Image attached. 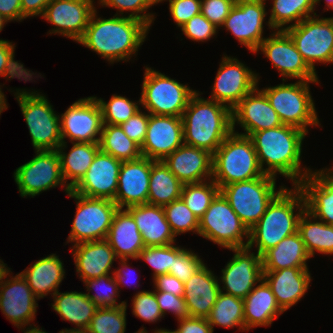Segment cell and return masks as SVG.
Listing matches in <instances>:
<instances>
[{
  "mask_svg": "<svg viewBox=\"0 0 333 333\" xmlns=\"http://www.w3.org/2000/svg\"><path fill=\"white\" fill-rule=\"evenodd\" d=\"M107 274L95 279L84 281L83 283L87 288L86 295L98 306V307H117L124 305L126 301L118 302L119 297V286L116 283L113 274ZM97 291L95 295L91 294L90 291ZM103 290V291H102ZM99 292V293H98ZM117 297V298H116Z\"/></svg>",
  "mask_w": 333,
  "mask_h": 333,
  "instance_id": "46",
  "label": "cell"
},
{
  "mask_svg": "<svg viewBox=\"0 0 333 333\" xmlns=\"http://www.w3.org/2000/svg\"><path fill=\"white\" fill-rule=\"evenodd\" d=\"M106 241L118 259L137 260L145 247L132 214L125 208L116 211Z\"/></svg>",
  "mask_w": 333,
  "mask_h": 333,
  "instance_id": "30",
  "label": "cell"
},
{
  "mask_svg": "<svg viewBox=\"0 0 333 333\" xmlns=\"http://www.w3.org/2000/svg\"><path fill=\"white\" fill-rule=\"evenodd\" d=\"M97 16L95 9L84 36L77 43L96 52L111 64L129 62L143 45L150 28L138 19L120 14L108 19Z\"/></svg>",
  "mask_w": 333,
  "mask_h": 333,
  "instance_id": "2",
  "label": "cell"
},
{
  "mask_svg": "<svg viewBox=\"0 0 333 333\" xmlns=\"http://www.w3.org/2000/svg\"><path fill=\"white\" fill-rule=\"evenodd\" d=\"M119 260H120L119 264L121 265V267H118L117 269L114 270L113 276L115 277L116 283L118 284L119 290H120L121 289L120 285L125 287L126 283H130V281L127 282V280H129V277L132 275L131 274L132 272H131V270H129L130 264H127L129 259L126 258V259H119ZM131 284L132 283H130V285Z\"/></svg>",
  "mask_w": 333,
  "mask_h": 333,
  "instance_id": "61",
  "label": "cell"
},
{
  "mask_svg": "<svg viewBox=\"0 0 333 333\" xmlns=\"http://www.w3.org/2000/svg\"><path fill=\"white\" fill-rule=\"evenodd\" d=\"M76 202L75 217L67 238L73 245L87 241L106 240L113 217L118 210L114 201L89 198L72 190L67 194Z\"/></svg>",
  "mask_w": 333,
  "mask_h": 333,
  "instance_id": "11",
  "label": "cell"
},
{
  "mask_svg": "<svg viewBox=\"0 0 333 333\" xmlns=\"http://www.w3.org/2000/svg\"><path fill=\"white\" fill-rule=\"evenodd\" d=\"M264 175L249 136L232 131L213 154L212 180L219 188Z\"/></svg>",
  "mask_w": 333,
  "mask_h": 333,
  "instance_id": "5",
  "label": "cell"
},
{
  "mask_svg": "<svg viewBox=\"0 0 333 333\" xmlns=\"http://www.w3.org/2000/svg\"><path fill=\"white\" fill-rule=\"evenodd\" d=\"M15 44L8 40H0V77L8 80L17 78L18 80L31 81L33 75L31 70L24 67L22 63L14 60Z\"/></svg>",
  "mask_w": 333,
  "mask_h": 333,
  "instance_id": "48",
  "label": "cell"
},
{
  "mask_svg": "<svg viewBox=\"0 0 333 333\" xmlns=\"http://www.w3.org/2000/svg\"><path fill=\"white\" fill-rule=\"evenodd\" d=\"M169 1V12L177 27L201 13V0H156L157 4Z\"/></svg>",
  "mask_w": 333,
  "mask_h": 333,
  "instance_id": "53",
  "label": "cell"
},
{
  "mask_svg": "<svg viewBox=\"0 0 333 333\" xmlns=\"http://www.w3.org/2000/svg\"><path fill=\"white\" fill-rule=\"evenodd\" d=\"M311 258L299 232L281 240L262 256L263 271H276L292 267H308Z\"/></svg>",
  "mask_w": 333,
  "mask_h": 333,
  "instance_id": "34",
  "label": "cell"
},
{
  "mask_svg": "<svg viewBox=\"0 0 333 333\" xmlns=\"http://www.w3.org/2000/svg\"><path fill=\"white\" fill-rule=\"evenodd\" d=\"M196 92L188 85L146 66L140 104L142 109L153 115L181 117Z\"/></svg>",
  "mask_w": 333,
  "mask_h": 333,
  "instance_id": "9",
  "label": "cell"
},
{
  "mask_svg": "<svg viewBox=\"0 0 333 333\" xmlns=\"http://www.w3.org/2000/svg\"><path fill=\"white\" fill-rule=\"evenodd\" d=\"M292 187L293 189H288L285 186L249 230L248 247L252 250L255 245L260 256L285 237L298 232V222L306 210V204L301 189L297 185Z\"/></svg>",
  "mask_w": 333,
  "mask_h": 333,
  "instance_id": "3",
  "label": "cell"
},
{
  "mask_svg": "<svg viewBox=\"0 0 333 333\" xmlns=\"http://www.w3.org/2000/svg\"><path fill=\"white\" fill-rule=\"evenodd\" d=\"M99 145L102 152L121 162L142 157L141 146L130 139L120 125L103 124Z\"/></svg>",
  "mask_w": 333,
  "mask_h": 333,
  "instance_id": "40",
  "label": "cell"
},
{
  "mask_svg": "<svg viewBox=\"0 0 333 333\" xmlns=\"http://www.w3.org/2000/svg\"><path fill=\"white\" fill-rule=\"evenodd\" d=\"M326 2V5L327 6L325 9H324V12L325 10L328 11L329 9H332L333 10V0H324Z\"/></svg>",
  "mask_w": 333,
  "mask_h": 333,
  "instance_id": "68",
  "label": "cell"
},
{
  "mask_svg": "<svg viewBox=\"0 0 333 333\" xmlns=\"http://www.w3.org/2000/svg\"><path fill=\"white\" fill-rule=\"evenodd\" d=\"M200 95V92L197 91L190 98L181 116L184 144L214 154L224 139L233 131L232 110Z\"/></svg>",
  "mask_w": 333,
  "mask_h": 333,
  "instance_id": "4",
  "label": "cell"
},
{
  "mask_svg": "<svg viewBox=\"0 0 333 333\" xmlns=\"http://www.w3.org/2000/svg\"><path fill=\"white\" fill-rule=\"evenodd\" d=\"M184 248L174 245L148 246L139 253L137 259L146 261L153 270V279L161 274H167L172 270L173 259Z\"/></svg>",
  "mask_w": 333,
  "mask_h": 333,
  "instance_id": "47",
  "label": "cell"
},
{
  "mask_svg": "<svg viewBox=\"0 0 333 333\" xmlns=\"http://www.w3.org/2000/svg\"><path fill=\"white\" fill-rule=\"evenodd\" d=\"M234 4L231 0H201V14L219 29Z\"/></svg>",
  "mask_w": 333,
  "mask_h": 333,
  "instance_id": "54",
  "label": "cell"
},
{
  "mask_svg": "<svg viewBox=\"0 0 333 333\" xmlns=\"http://www.w3.org/2000/svg\"><path fill=\"white\" fill-rule=\"evenodd\" d=\"M210 100L217 101L231 110L259 83L260 77L237 58L222 57Z\"/></svg>",
  "mask_w": 333,
  "mask_h": 333,
  "instance_id": "14",
  "label": "cell"
},
{
  "mask_svg": "<svg viewBox=\"0 0 333 333\" xmlns=\"http://www.w3.org/2000/svg\"><path fill=\"white\" fill-rule=\"evenodd\" d=\"M62 260L56 254L39 259L30 267L23 270L21 275L26 279L33 293L39 298H44L50 292L53 296L65 278V269Z\"/></svg>",
  "mask_w": 333,
  "mask_h": 333,
  "instance_id": "33",
  "label": "cell"
},
{
  "mask_svg": "<svg viewBox=\"0 0 333 333\" xmlns=\"http://www.w3.org/2000/svg\"><path fill=\"white\" fill-rule=\"evenodd\" d=\"M154 333H178L177 332V330L175 329V330H173V331H171V330H167V329H163V328H160V329H156L155 331H154Z\"/></svg>",
  "mask_w": 333,
  "mask_h": 333,
  "instance_id": "67",
  "label": "cell"
},
{
  "mask_svg": "<svg viewBox=\"0 0 333 333\" xmlns=\"http://www.w3.org/2000/svg\"><path fill=\"white\" fill-rule=\"evenodd\" d=\"M36 155L14 171V180L21 197H35L57 186L64 187L66 195L71 188L62 175L57 150L35 151Z\"/></svg>",
  "mask_w": 333,
  "mask_h": 333,
  "instance_id": "13",
  "label": "cell"
},
{
  "mask_svg": "<svg viewBox=\"0 0 333 333\" xmlns=\"http://www.w3.org/2000/svg\"><path fill=\"white\" fill-rule=\"evenodd\" d=\"M297 186L304 195L306 210L316 219L333 225V183L320 170H315Z\"/></svg>",
  "mask_w": 333,
  "mask_h": 333,
  "instance_id": "31",
  "label": "cell"
},
{
  "mask_svg": "<svg viewBox=\"0 0 333 333\" xmlns=\"http://www.w3.org/2000/svg\"><path fill=\"white\" fill-rule=\"evenodd\" d=\"M94 0H51L46 6L43 19L54 28L49 34H59L76 43L84 36L92 13Z\"/></svg>",
  "mask_w": 333,
  "mask_h": 333,
  "instance_id": "19",
  "label": "cell"
},
{
  "mask_svg": "<svg viewBox=\"0 0 333 333\" xmlns=\"http://www.w3.org/2000/svg\"><path fill=\"white\" fill-rule=\"evenodd\" d=\"M306 132L284 125L252 133L251 138L262 171L274 177L277 174L298 185L312 169L301 167L302 143ZM265 165V168H264Z\"/></svg>",
  "mask_w": 333,
  "mask_h": 333,
  "instance_id": "1",
  "label": "cell"
},
{
  "mask_svg": "<svg viewBox=\"0 0 333 333\" xmlns=\"http://www.w3.org/2000/svg\"><path fill=\"white\" fill-rule=\"evenodd\" d=\"M320 171L333 183V168H322Z\"/></svg>",
  "mask_w": 333,
  "mask_h": 333,
  "instance_id": "66",
  "label": "cell"
},
{
  "mask_svg": "<svg viewBox=\"0 0 333 333\" xmlns=\"http://www.w3.org/2000/svg\"><path fill=\"white\" fill-rule=\"evenodd\" d=\"M24 333H47L46 331L40 329L38 326L34 325L28 327L26 330L23 328Z\"/></svg>",
  "mask_w": 333,
  "mask_h": 333,
  "instance_id": "64",
  "label": "cell"
},
{
  "mask_svg": "<svg viewBox=\"0 0 333 333\" xmlns=\"http://www.w3.org/2000/svg\"><path fill=\"white\" fill-rule=\"evenodd\" d=\"M94 97L100 105L103 124L120 125L141 109L140 99L136 103L124 96L113 94L109 102H106L102 98Z\"/></svg>",
  "mask_w": 333,
  "mask_h": 333,
  "instance_id": "44",
  "label": "cell"
},
{
  "mask_svg": "<svg viewBox=\"0 0 333 333\" xmlns=\"http://www.w3.org/2000/svg\"><path fill=\"white\" fill-rule=\"evenodd\" d=\"M259 283L243 299L245 331L258 326H270L284 312L267 282L262 278Z\"/></svg>",
  "mask_w": 333,
  "mask_h": 333,
  "instance_id": "32",
  "label": "cell"
},
{
  "mask_svg": "<svg viewBox=\"0 0 333 333\" xmlns=\"http://www.w3.org/2000/svg\"><path fill=\"white\" fill-rule=\"evenodd\" d=\"M204 265L202 259L192 250L183 249L174 259L169 274L185 283Z\"/></svg>",
  "mask_w": 333,
  "mask_h": 333,
  "instance_id": "51",
  "label": "cell"
},
{
  "mask_svg": "<svg viewBox=\"0 0 333 333\" xmlns=\"http://www.w3.org/2000/svg\"><path fill=\"white\" fill-rule=\"evenodd\" d=\"M132 314L145 322L154 323L164 318L156 300V291H138L133 296Z\"/></svg>",
  "mask_w": 333,
  "mask_h": 333,
  "instance_id": "50",
  "label": "cell"
},
{
  "mask_svg": "<svg viewBox=\"0 0 333 333\" xmlns=\"http://www.w3.org/2000/svg\"><path fill=\"white\" fill-rule=\"evenodd\" d=\"M298 232L311 257L315 252L333 255V225L316 219L305 210L298 222Z\"/></svg>",
  "mask_w": 333,
  "mask_h": 333,
  "instance_id": "39",
  "label": "cell"
},
{
  "mask_svg": "<svg viewBox=\"0 0 333 333\" xmlns=\"http://www.w3.org/2000/svg\"><path fill=\"white\" fill-rule=\"evenodd\" d=\"M259 51L270 60L280 76L284 77L282 80L289 77L300 81H320L317 72L308 66L285 30H274L270 37L261 42L254 54Z\"/></svg>",
  "mask_w": 333,
  "mask_h": 333,
  "instance_id": "15",
  "label": "cell"
},
{
  "mask_svg": "<svg viewBox=\"0 0 333 333\" xmlns=\"http://www.w3.org/2000/svg\"><path fill=\"white\" fill-rule=\"evenodd\" d=\"M2 85H0V115L1 113L6 110L8 108V105H7V100H6V95L4 94V92H2V88H1Z\"/></svg>",
  "mask_w": 333,
  "mask_h": 333,
  "instance_id": "63",
  "label": "cell"
},
{
  "mask_svg": "<svg viewBox=\"0 0 333 333\" xmlns=\"http://www.w3.org/2000/svg\"><path fill=\"white\" fill-rule=\"evenodd\" d=\"M244 300L220 292L214 306L207 317L208 323L214 331V326L236 328L245 331Z\"/></svg>",
  "mask_w": 333,
  "mask_h": 333,
  "instance_id": "41",
  "label": "cell"
},
{
  "mask_svg": "<svg viewBox=\"0 0 333 333\" xmlns=\"http://www.w3.org/2000/svg\"><path fill=\"white\" fill-rule=\"evenodd\" d=\"M10 274L0 284V310L17 328H26V325L31 327L30 323L35 320L38 307L36 300L39 298L21 273L15 276Z\"/></svg>",
  "mask_w": 333,
  "mask_h": 333,
  "instance_id": "20",
  "label": "cell"
},
{
  "mask_svg": "<svg viewBox=\"0 0 333 333\" xmlns=\"http://www.w3.org/2000/svg\"><path fill=\"white\" fill-rule=\"evenodd\" d=\"M67 147V142H62L57 148V152L65 183L72 189L86 174L96 154L100 151V145L99 143L72 142L69 153L64 152V148Z\"/></svg>",
  "mask_w": 333,
  "mask_h": 333,
  "instance_id": "35",
  "label": "cell"
},
{
  "mask_svg": "<svg viewBox=\"0 0 333 333\" xmlns=\"http://www.w3.org/2000/svg\"><path fill=\"white\" fill-rule=\"evenodd\" d=\"M154 282L155 291L166 292L175 296L183 297L184 283L177 277L167 274H161L152 279Z\"/></svg>",
  "mask_w": 333,
  "mask_h": 333,
  "instance_id": "57",
  "label": "cell"
},
{
  "mask_svg": "<svg viewBox=\"0 0 333 333\" xmlns=\"http://www.w3.org/2000/svg\"><path fill=\"white\" fill-rule=\"evenodd\" d=\"M121 164V161L100 150L86 174L71 190L85 197L114 201Z\"/></svg>",
  "mask_w": 333,
  "mask_h": 333,
  "instance_id": "22",
  "label": "cell"
},
{
  "mask_svg": "<svg viewBox=\"0 0 333 333\" xmlns=\"http://www.w3.org/2000/svg\"><path fill=\"white\" fill-rule=\"evenodd\" d=\"M1 259H0V284L5 280L6 276L12 271L10 270L9 267L6 266Z\"/></svg>",
  "mask_w": 333,
  "mask_h": 333,
  "instance_id": "62",
  "label": "cell"
},
{
  "mask_svg": "<svg viewBox=\"0 0 333 333\" xmlns=\"http://www.w3.org/2000/svg\"><path fill=\"white\" fill-rule=\"evenodd\" d=\"M0 15L10 21H22L21 0H0Z\"/></svg>",
  "mask_w": 333,
  "mask_h": 333,
  "instance_id": "59",
  "label": "cell"
},
{
  "mask_svg": "<svg viewBox=\"0 0 333 333\" xmlns=\"http://www.w3.org/2000/svg\"><path fill=\"white\" fill-rule=\"evenodd\" d=\"M234 255L221 270V292L244 299L263 278L261 256L244 248L230 249ZM226 292H224V291Z\"/></svg>",
  "mask_w": 333,
  "mask_h": 333,
  "instance_id": "18",
  "label": "cell"
},
{
  "mask_svg": "<svg viewBox=\"0 0 333 333\" xmlns=\"http://www.w3.org/2000/svg\"><path fill=\"white\" fill-rule=\"evenodd\" d=\"M149 123V112H142L140 109L126 122L120 124L124 133L137 144L142 146L145 141Z\"/></svg>",
  "mask_w": 333,
  "mask_h": 333,
  "instance_id": "55",
  "label": "cell"
},
{
  "mask_svg": "<svg viewBox=\"0 0 333 333\" xmlns=\"http://www.w3.org/2000/svg\"><path fill=\"white\" fill-rule=\"evenodd\" d=\"M284 188L282 185L276 190V177L265 174L252 180L223 186L220 192L242 223L250 230Z\"/></svg>",
  "mask_w": 333,
  "mask_h": 333,
  "instance_id": "8",
  "label": "cell"
},
{
  "mask_svg": "<svg viewBox=\"0 0 333 333\" xmlns=\"http://www.w3.org/2000/svg\"><path fill=\"white\" fill-rule=\"evenodd\" d=\"M142 235L145 247L175 243L170 224L167 222L162 206L141 204L128 207Z\"/></svg>",
  "mask_w": 333,
  "mask_h": 333,
  "instance_id": "29",
  "label": "cell"
},
{
  "mask_svg": "<svg viewBox=\"0 0 333 333\" xmlns=\"http://www.w3.org/2000/svg\"><path fill=\"white\" fill-rule=\"evenodd\" d=\"M311 278L308 267L263 271V279L270 286L277 304L284 312L304 297L309 289Z\"/></svg>",
  "mask_w": 333,
  "mask_h": 333,
  "instance_id": "26",
  "label": "cell"
},
{
  "mask_svg": "<svg viewBox=\"0 0 333 333\" xmlns=\"http://www.w3.org/2000/svg\"><path fill=\"white\" fill-rule=\"evenodd\" d=\"M51 0H21L22 16L26 19L33 16L42 17Z\"/></svg>",
  "mask_w": 333,
  "mask_h": 333,
  "instance_id": "60",
  "label": "cell"
},
{
  "mask_svg": "<svg viewBox=\"0 0 333 333\" xmlns=\"http://www.w3.org/2000/svg\"><path fill=\"white\" fill-rule=\"evenodd\" d=\"M220 192L212 180L200 183L183 184L181 198L194 215L200 219Z\"/></svg>",
  "mask_w": 333,
  "mask_h": 333,
  "instance_id": "42",
  "label": "cell"
},
{
  "mask_svg": "<svg viewBox=\"0 0 333 333\" xmlns=\"http://www.w3.org/2000/svg\"><path fill=\"white\" fill-rule=\"evenodd\" d=\"M266 0H240L231 8L223 28L253 54L265 39L263 22L267 15Z\"/></svg>",
  "mask_w": 333,
  "mask_h": 333,
  "instance_id": "17",
  "label": "cell"
},
{
  "mask_svg": "<svg viewBox=\"0 0 333 333\" xmlns=\"http://www.w3.org/2000/svg\"><path fill=\"white\" fill-rule=\"evenodd\" d=\"M182 144L184 135L181 117L149 113L146 138L141 146L143 157L163 161Z\"/></svg>",
  "mask_w": 333,
  "mask_h": 333,
  "instance_id": "21",
  "label": "cell"
},
{
  "mask_svg": "<svg viewBox=\"0 0 333 333\" xmlns=\"http://www.w3.org/2000/svg\"><path fill=\"white\" fill-rule=\"evenodd\" d=\"M98 4L117 9L115 15L119 12L121 16H124L123 12L129 11L128 17L144 22L149 28L155 20V14L146 12L157 4L156 0H99Z\"/></svg>",
  "mask_w": 333,
  "mask_h": 333,
  "instance_id": "49",
  "label": "cell"
},
{
  "mask_svg": "<svg viewBox=\"0 0 333 333\" xmlns=\"http://www.w3.org/2000/svg\"><path fill=\"white\" fill-rule=\"evenodd\" d=\"M135 333H148L147 332V330L144 328V327H142V328H140L137 332H135Z\"/></svg>",
  "mask_w": 333,
  "mask_h": 333,
  "instance_id": "70",
  "label": "cell"
},
{
  "mask_svg": "<svg viewBox=\"0 0 333 333\" xmlns=\"http://www.w3.org/2000/svg\"><path fill=\"white\" fill-rule=\"evenodd\" d=\"M272 1L271 13L266 23L269 29L285 30L287 27L299 24L305 18L317 15L314 11L316 10V5L319 4L321 0Z\"/></svg>",
  "mask_w": 333,
  "mask_h": 333,
  "instance_id": "38",
  "label": "cell"
},
{
  "mask_svg": "<svg viewBox=\"0 0 333 333\" xmlns=\"http://www.w3.org/2000/svg\"><path fill=\"white\" fill-rule=\"evenodd\" d=\"M163 210L175 237L190 231L198 234L199 219L186 206L182 198L163 206Z\"/></svg>",
  "mask_w": 333,
  "mask_h": 333,
  "instance_id": "45",
  "label": "cell"
},
{
  "mask_svg": "<svg viewBox=\"0 0 333 333\" xmlns=\"http://www.w3.org/2000/svg\"><path fill=\"white\" fill-rule=\"evenodd\" d=\"M71 250L76 272L83 282L113 274L111 267L118 258L106 240L77 243Z\"/></svg>",
  "mask_w": 333,
  "mask_h": 333,
  "instance_id": "27",
  "label": "cell"
},
{
  "mask_svg": "<svg viewBox=\"0 0 333 333\" xmlns=\"http://www.w3.org/2000/svg\"><path fill=\"white\" fill-rule=\"evenodd\" d=\"M59 116L62 142L69 138L71 143H99L103 120L100 105L94 96L77 100Z\"/></svg>",
  "mask_w": 333,
  "mask_h": 333,
  "instance_id": "16",
  "label": "cell"
},
{
  "mask_svg": "<svg viewBox=\"0 0 333 333\" xmlns=\"http://www.w3.org/2000/svg\"><path fill=\"white\" fill-rule=\"evenodd\" d=\"M218 277L204 264L184 283L183 298L190 317L207 318L221 292Z\"/></svg>",
  "mask_w": 333,
  "mask_h": 333,
  "instance_id": "28",
  "label": "cell"
},
{
  "mask_svg": "<svg viewBox=\"0 0 333 333\" xmlns=\"http://www.w3.org/2000/svg\"><path fill=\"white\" fill-rule=\"evenodd\" d=\"M51 305L61 319L75 325L76 329H87L98 306L86 295L77 291L61 293L57 291Z\"/></svg>",
  "mask_w": 333,
  "mask_h": 333,
  "instance_id": "36",
  "label": "cell"
},
{
  "mask_svg": "<svg viewBox=\"0 0 333 333\" xmlns=\"http://www.w3.org/2000/svg\"><path fill=\"white\" fill-rule=\"evenodd\" d=\"M8 23L7 20H5L1 15H0V32L2 31V29L4 28V26ZM2 40V39H0Z\"/></svg>",
  "mask_w": 333,
  "mask_h": 333,
  "instance_id": "69",
  "label": "cell"
},
{
  "mask_svg": "<svg viewBox=\"0 0 333 333\" xmlns=\"http://www.w3.org/2000/svg\"><path fill=\"white\" fill-rule=\"evenodd\" d=\"M178 333H213L207 318L187 317L178 320Z\"/></svg>",
  "mask_w": 333,
  "mask_h": 333,
  "instance_id": "58",
  "label": "cell"
},
{
  "mask_svg": "<svg viewBox=\"0 0 333 333\" xmlns=\"http://www.w3.org/2000/svg\"><path fill=\"white\" fill-rule=\"evenodd\" d=\"M319 17L305 18L299 24L285 29L314 72L315 63H333V17Z\"/></svg>",
  "mask_w": 333,
  "mask_h": 333,
  "instance_id": "12",
  "label": "cell"
},
{
  "mask_svg": "<svg viewBox=\"0 0 333 333\" xmlns=\"http://www.w3.org/2000/svg\"><path fill=\"white\" fill-rule=\"evenodd\" d=\"M149 182L148 204L163 207L181 198L183 184L163 161L151 160Z\"/></svg>",
  "mask_w": 333,
  "mask_h": 333,
  "instance_id": "37",
  "label": "cell"
},
{
  "mask_svg": "<svg viewBox=\"0 0 333 333\" xmlns=\"http://www.w3.org/2000/svg\"><path fill=\"white\" fill-rule=\"evenodd\" d=\"M283 83L261 89L266 95L270 105L278 114L282 124L296 127L308 134V127L318 126L314 100L312 99L309 84L319 81H300Z\"/></svg>",
  "mask_w": 333,
  "mask_h": 333,
  "instance_id": "6",
  "label": "cell"
},
{
  "mask_svg": "<svg viewBox=\"0 0 333 333\" xmlns=\"http://www.w3.org/2000/svg\"><path fill=\"white\" fill-rule=\"evenodd\" d=\"M150 173L151 160L147 157L122 162L114 198L118 208L127 209L147 203Z\"/></svg>",
  "mask_w": 333,
  "mask_h": 333,
  "instance_id": "24",
  "label": "cell"
},
{
  "mask_svg": "<svg viewBox=\"0 0 333 333\" xmlns=\"http://www.w3.org/2000/svg\"><path fill=\"white\" fill-rule=\"evenodd\" d=\"M236 123L244 129V133L235 131ZM281 125L278 114L258 86L232 109V130L241 135L250 136Z\"/></svg>",
  "mask_w": 333,
  "mask_h": 333,
  "instance_id": "23",
  "label": "cell"
},
{
  "mask_svg": "<svg viewBox=\"0 0 333 333\" xmlns=\"http://www.w3.org/2000/svg\"><path fill=\"white\" fill-rule=\"evenodd\" d=\"M59 333H88L87 329H76V328H70V329H62L59 331Z\"/></svg>",
  "mask_w": 333,
  "mask_h": 333,
  "instance_id": "65",
  "label": "cell"
},
{
  "mask_svg": "<svg viewBox=\"0 0 333 333\" xmlns=\"http://www.w3.org/2000/svg\"><path fill=\"white\" fill-rule=\"evenodd\" d=\"M156 300L163 317L167 311L173 313L177 317V320L189 317L187 305L183 297L156 291Z\"/></svg>",
  "mask_w": 333,
  "mask_h": 333,
  "instance_id": "56",
  "label": "cell"
},
{
  "mask_svg": "<svg viewBox=\"0 0 333 333\" xmlns=\"http://www.w3.org/2000/svg\"><path fill=\"white\" fill-rule=\"evenodd\" d=\"M231 1H233L234 3H237V2H239L240 0H231Z\"/></svg>",
  "mask_w": 333,
  "mask_h": 333,
  "instance_id": "71",
  "label": "cell"
},
{
  "mask_svg": "<svg viewBox=\"0 0 333 333\" xmlns=\"http://www.w3.org/2000/svg\"><path fill=\"white\" fill-rule=\"evenodd\" d=\"M16 89L17 99L35 151L57 150L62 143L60 116L38 91ZM37 92V93H36Z\"/></svg>",
  "mask_w": 333,
  "mask_h": 333,
  "instance_id": "7",
  "label": "cell"
},
{
  "mask_svg": "<svg viewBox=\"0 0 333 333\" xmlns=\"http://www.w3.org/2000/svg\"><path fill=\"white\" fill-rule=\"evenodd\" d=\"M163 162L182 184L212 179L213 154L206 150L182 144Z\"/></svg>",
  "mask_w": 333,
  "mask_h": 333,
  "instance_id": "25",
  "label": "cell"
},
{
  "mask_svg": "<svg viewBox=\"0 0 333 333\" xmlns=\"http://www.w3.org/2000/svg\"><path fill=\"white\" fill-rule=\"evenodd\" d=\"M198 235L228 250L249 244V230L221 192L199 219Z\"/></svg>",
  "mask_w": 333,
  "mask_h": 333,
  "instance_id": "10",
  "label": "cell"
},
{
  "mask_svg": "<svg viewBox=\"0 0 333 333\" xmlns=\"http://www.w3.org/2000/svg\"><path fill=\"white\" fill-rule=\"evenodd\" d=\"M180 28L186 38L196 42L208 41L218 33V28L201 13L193 16Z\"/></svg>",
  "mask_w": 333,
  "mask_h": 333,
  "instance_id": "52",
  "label": "cell"
},
{
  "mask_svg": "<svg viewBox=\"0 0 333 333\" xmlns=\"http://www.w3.org/2000/svg\"><path fill=\"white\" fill-rule=\"evenodd\" d=\"M127 302L117 307H98L88 333H125Z\"/></svg>",
  "mask_w": 333,
  "mask_h": 333,
  "instance_id": "43",
  "label": "cell"
}]
</instances>
